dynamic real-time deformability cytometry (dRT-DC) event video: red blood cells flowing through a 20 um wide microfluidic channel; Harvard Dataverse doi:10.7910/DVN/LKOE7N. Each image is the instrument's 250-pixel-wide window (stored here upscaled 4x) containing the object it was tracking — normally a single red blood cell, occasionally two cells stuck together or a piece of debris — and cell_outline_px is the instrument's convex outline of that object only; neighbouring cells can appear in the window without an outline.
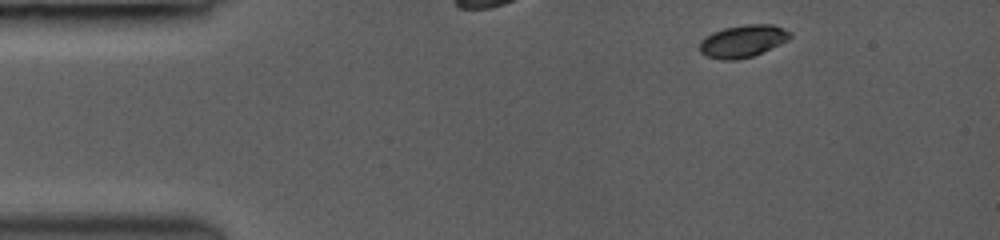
{"species": "common noctule bat (a hibernating species)", "species_latin": "Nyctalus noctula", "temperature_condition": "room temperature", "stored_images_in_passage": 3, "camera_frame_rate_fps": 3000, "um_per_image_px": 0.085, "animal": {"sex": "female", "body_mass_g": 19.0, "forearm_length_mm": 53.3}, "frame": {"image": 1, "passage_image": 1, "time_ms": 0.0, "image_size_px": [1000, 240], "cell_outline_px": [[792, 36], [788, 40], [752, 56], [736, 60], [720, 60], [704, 56], [700, 52], [700, 40], [704, 36], [712, 32], [724, 28], [744, 24], [772, 24], [792, 32]], "centroid_in_image_um": [63.1, 3.49], "position_along_channel_um": 21.9, "area_um2": 17.17}}